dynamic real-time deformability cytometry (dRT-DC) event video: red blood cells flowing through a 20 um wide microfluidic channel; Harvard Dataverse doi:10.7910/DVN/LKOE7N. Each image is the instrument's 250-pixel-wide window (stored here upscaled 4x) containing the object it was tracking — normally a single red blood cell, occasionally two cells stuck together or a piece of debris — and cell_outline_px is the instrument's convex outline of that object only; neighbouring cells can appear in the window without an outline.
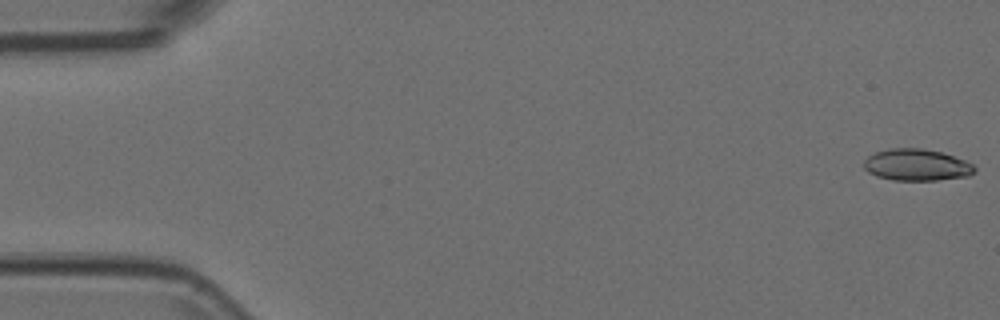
{"species": "Egyptian fruit bat (a non-hibernating species)", "species_latin": "Rousettus aegyptiacus", "temperature_condition": "room temperature", "stored_images_in_passage": 9, "segment_of_instrument_passage": [1, 2], "camera_frame_rate_fps": 3000, "um_per_image_px": 0.085, "animal": {"sex": "female"}, "frame": {"image": 1, "passage_image": 1, "time_ms": 0.0, "image_size_px": [1000, 320], "cell_outline_px": [[976, 172], [968, 176], [936, 180], [892, 180], [876, 176], [868, 172], [864, 168], [864, 160], [868, 156], [876, 152], [888, 148], [924, 148], [940, 152], [964, 160], [972, 164], [976, 168]], "centroid_in_image_um": [77.9, 14.02], "position_along_channel_um": 7.1, "area_um2": 20.46}}